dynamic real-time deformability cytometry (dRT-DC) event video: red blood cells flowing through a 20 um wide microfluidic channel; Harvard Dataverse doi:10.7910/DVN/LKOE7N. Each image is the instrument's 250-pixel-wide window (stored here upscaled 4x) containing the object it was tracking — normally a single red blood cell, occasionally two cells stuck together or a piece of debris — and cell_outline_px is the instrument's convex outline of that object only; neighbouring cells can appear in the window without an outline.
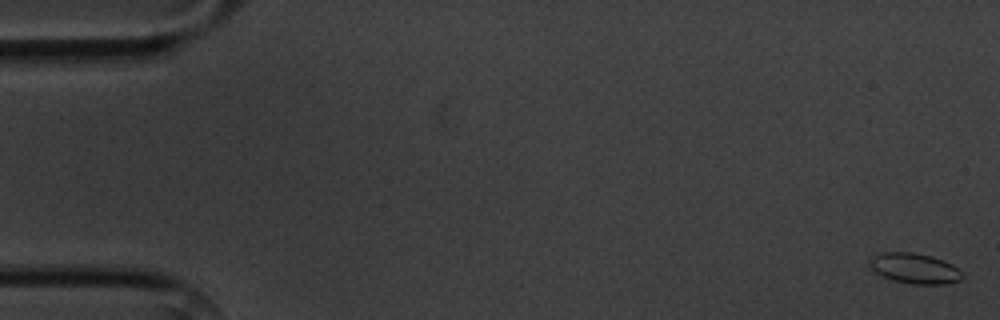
{"species": "common noctule bat (a hibernating species)", "species_latin": "Nyctalus noctula", "temperature_condition": "cold", "stored_images_in_passage": 11, "camera_frame_rate_fps": 3000, "um_per_image_px": 0.085, "animal": {"sex": "male", "body_mass_g": 20.1, "forearm_length_mm": 53.5}, "frame": {"image": 1, "passage_image": 1, "time_ms": 0.0, "image_size_px": [1000, 320], "cell_outline_px": [[964, 276], [960, 280], [944, 284], [912, 284], [896, 280], [884, 276], [876, 272], [868, 264], [872, 256], [880, 252], [912, 252], [932, 256], [952, 264]], "centroid_in_image_um": [77.74, 22.8], "position_along_channel_um": 7.3, "area_um2": 16.18}}
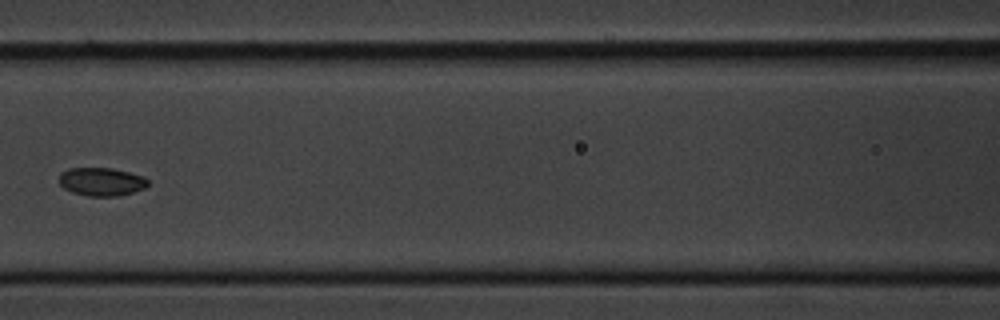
{"frame": {"image": 2, "passage_image": 7, "time_ms": 8.0, "image_size_px": [1000, 320], "cell_outline_px": [[148, 184], [144, 188], [120, 196], [88, 196], [72, 192], [64, 188], [60, 184], [60, 172], [68, 168], [112, 168], [144, 176], [148, 180]], "centroid_in_image_um": [8.62, 15.44], "position_along_channel_um": 158.0, "area_um2": 14.62}}
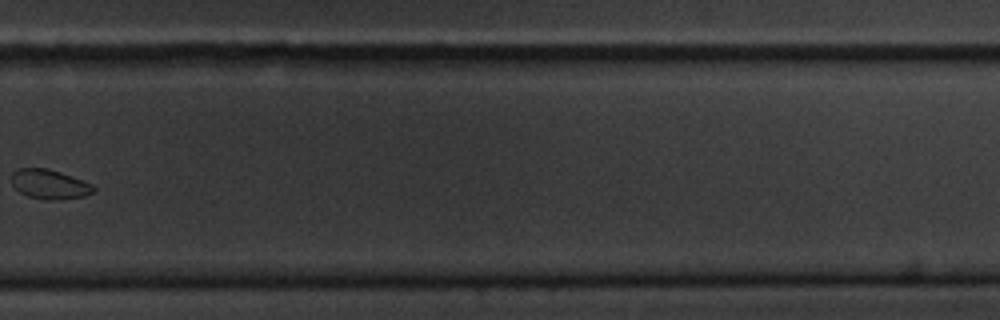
{"frame": {"image": 3, "passage_image": 11, "time_ms": 12.667, "image_size_px": [1000, 320], "cell_outline_px": [[96, 192], [84, 196], [60, 200], [44, 200], [28, 196], [20, 192], [12, 184], [12, 172], [20, 168], [48, 168], [60, 172], [92, 184], [96, 188]], "centroid_in_image_um": [4.23, 15.67], "position_along_channel_um": 325.6, "area_um2": 14.16}}